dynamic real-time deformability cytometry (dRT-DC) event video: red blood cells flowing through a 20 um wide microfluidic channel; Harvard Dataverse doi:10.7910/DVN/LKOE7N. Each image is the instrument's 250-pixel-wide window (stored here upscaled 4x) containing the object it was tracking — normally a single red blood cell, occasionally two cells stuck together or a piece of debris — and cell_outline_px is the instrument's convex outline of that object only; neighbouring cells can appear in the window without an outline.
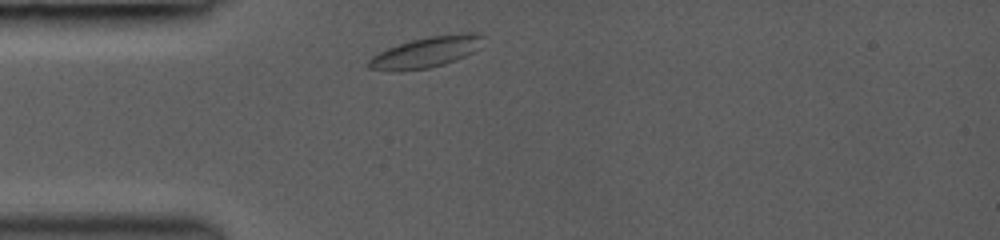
{"species": "common noctule bat (a hibernating species)", "species_latin": "Nyctalus noctula", "temperature_condition": "room temperature", "stored_images_in_passage": 6, "camera_frame_rate_fps": 3000, "um_per_image_px": 0.085, "animal": {"sex": "female", "body_mass_g": 19.0, "forearm_length_mm": 53.3}, "frame": {"image": 1, "passage_image": 1, "time_ms": 0.0, "image_size_px": [1000, 240], "cell_outline_px": [[484, 36], [480, 48], [456, 60], [444, 64], [428, 68], [392, 72], [368, 68], [368, 60], [372, 56], [388, 48], [412, 40], [428, 36], [464, 32], [476, 32]], "centroid_in_image_um": [36.24, 4.43], "position_along_channel_um": 48.8, "area_um2": 20.63}}
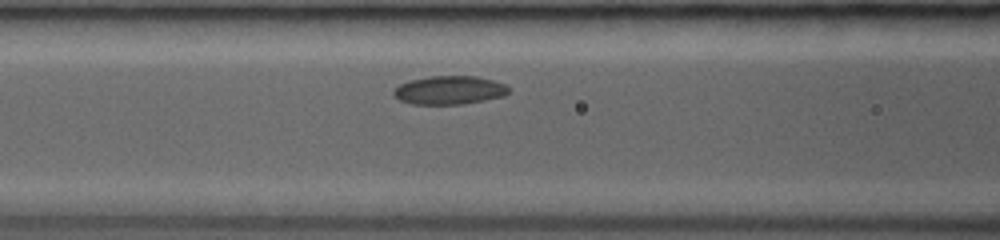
{"frame": {"image": 2, "passage_image": 4, "time_ms": 2.333, "image_size_px": [1000, 240], "cell_outline_px": [[512, 92], [504, 96], [464, 104], [412, 104], [400, 100], [392, 96], [392, 92], [400, 84], [408, 80], [428, 76], [476, 76], [492, 80], [504, 84]], "centroid_in_image_um": [38.18, 7.66], "position_along_channel_um": 128.4, "area_um2": 19.25}}
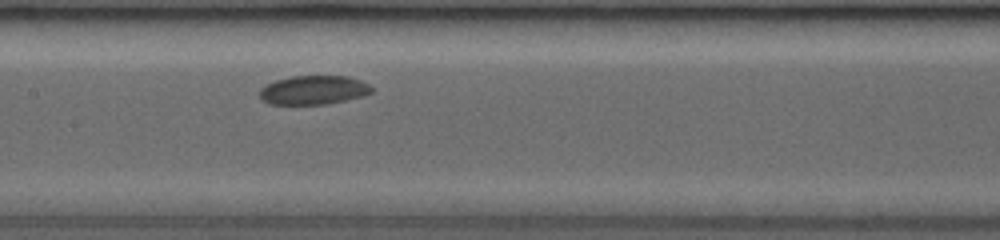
{"frame": {"image": 3, "passage_image": 6, "time_ms": 3.667, "image_size_px": [1000, 240], "cell_outline_px": [[372, 92], [364, 96], [328, 104], [268, 104], [260, 96], [260, 88], [276, 80], [292, 76], [348, 76], [360, 80], [368, 84], [372, 88]], "centroid_in_image_um": [26.67, 7.65], "position_along_channel_um": 180.7, "area_um2": 18.84}}